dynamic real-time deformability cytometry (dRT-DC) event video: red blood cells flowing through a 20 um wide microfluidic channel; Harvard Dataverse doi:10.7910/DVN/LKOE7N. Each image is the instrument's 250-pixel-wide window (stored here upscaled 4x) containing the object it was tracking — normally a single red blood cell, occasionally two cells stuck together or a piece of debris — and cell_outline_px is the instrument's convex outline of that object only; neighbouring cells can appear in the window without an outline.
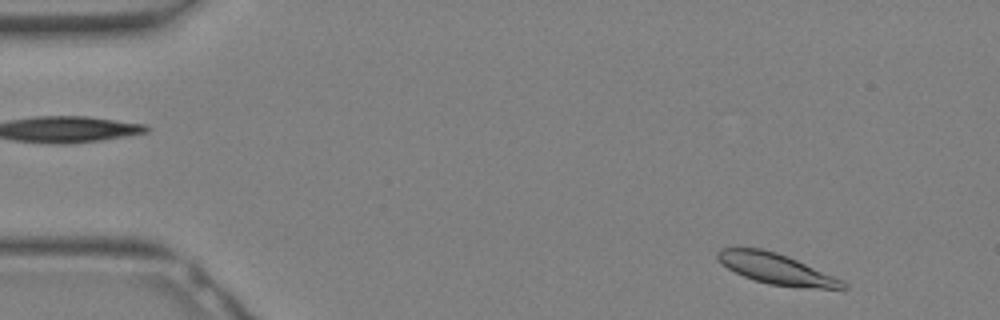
{"species": "Egyptian fruit bat (a non-hibernating species)", "species_latin": "Rousettus aegyptiacus", "temperature_condition": "warm", "stored_images_in_passage": 17, "camera_frame_rate_fps": 3000, "um_per_image_px": 0.085, "animal": {"sex": "female"}, "frame": {"image": 1, "passage_image": 1, "time_ms": 0.0, "image_size_px": [1000, 320], "cell_outline_px": [[848, 288], [808, 288], [768, 284], [744, 276], [728, 268], [716, 256], [716, 252], [720, 248], [760, 248], [776, 252], [788, 256], [844, 280], [848, 284]], "centroid_in_image_um": [66.03, 22.85], "position_along_channel_um": 19.0, "area_um2": 22.2}}
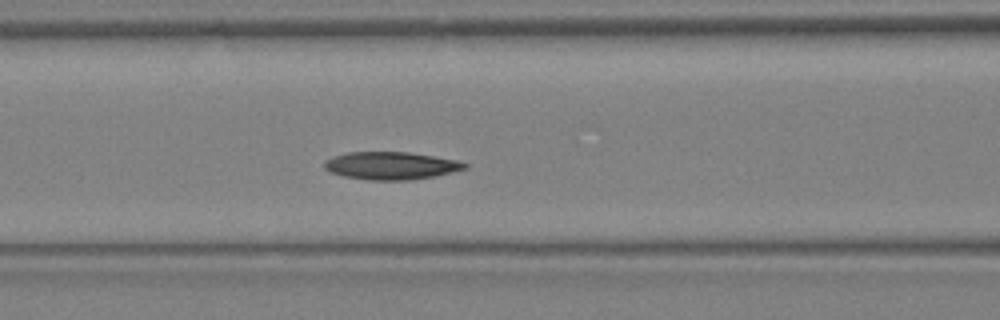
{"frame": {"image": 2, "passage_image": 11, "time_ms": 3.333, "image_size_px": [1000, 320], "cell_outline_px": [[468, 168], [452, 172], [432, 176], [408, 180], [368, 180], [344, 176], [332, 172], [324, 168], [324, 160], [332, 156], [348, 152], [408, 152], [456, 160], [468, 164]], "centroid_in_image_um": [33.2, 14.08], "position_along_channel_um": 133.4, "area_um2": 22.48}}
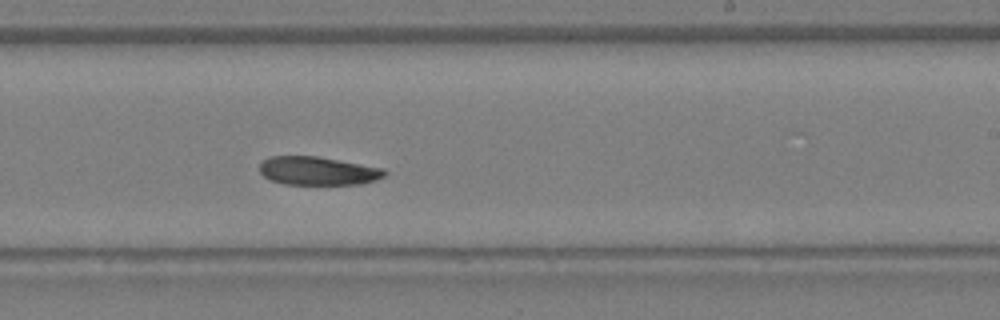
{"frame": {"image": 3, "passage_image": 17, "time_ms": 5.333, "image_size_px": [1000, 320], "cell_outline_px": [[388, 172], [384, 176], [376, 180], [360, 184], [284, 184], [272, 180], [264, 176], [260, 172], [260, 164], [268, 156], [316, 156], [384, 168]], "centroid_in_image_um": [27.03, 14.52], "position_along_channel_um": 262.0, "area_um2": 20.63}}